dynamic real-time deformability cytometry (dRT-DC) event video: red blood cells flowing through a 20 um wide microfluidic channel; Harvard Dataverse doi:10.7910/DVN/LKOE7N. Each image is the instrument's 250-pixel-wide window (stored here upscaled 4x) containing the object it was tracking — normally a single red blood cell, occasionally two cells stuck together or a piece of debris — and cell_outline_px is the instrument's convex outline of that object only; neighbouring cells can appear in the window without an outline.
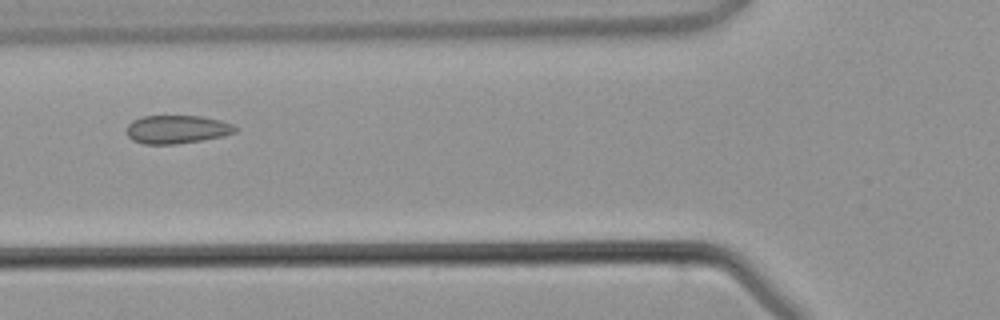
{"species": "common noctule bat (a hibernating species)", "species_latin": "Nyctalus noctula", "temperature_condition": "warm", "stored_images_in_passage": 4, "camera_frame_rate_fps": 3000, "um_per_image_px": 0.085, "animal": {"sex": "male", "body_mass_g": 21.5, "forearm_length_mm": 52.0}, "frame": {"image": 1, "passage_image": 4, "time_ms": 3.667, "image_size_px": [1000, 320], "cell_outline_px": [[240, 128], [236, 132], [224, 136], [176, 144], [144, 144], [132, 140], [124, 132], [128, 124], [132, 120], [144, 116], [200, 116], [220, 120], [232, 124]], "centroid_in_image_um": [15.03, 11.0], "position_along_channel_um": 110.8, "area_um2": 18.09}}